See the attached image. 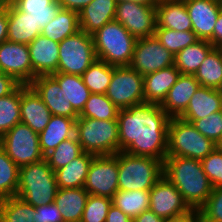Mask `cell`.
<instances>
[{"instance_id": "cell-19", "label": "cell", "mask_w": 222, "mask_h": 222, "mask_svg": "<svg viewBox=\"0 0 222 222\" xmlns=\"http://www.w3.org/2000/svg\"><path fill=\"white\" fill-rule=\"evenodd\" d=\"M21 123L28 125L36 133L42 132L52 114L40 95L31 85L21 84Z\"/></svg>"}, {"instance_id": "cell-39", "label": "cell", "mask_w": 222, "mask_h": 222, "mask_svg": "<svg viewBox=\"0 0 222 222\" xmlns=\"http://www.w3.org/2000/svg\"><path fill=\"white\" fill-rule=\"evenodd\" d=\"M19 185V167L0 147V199L13 197Z\"/></svg>"}, {"instance_id": "cell-2", "label": "cell", "mask_w": 222, "mask_h": 222, "mask_svg": "<svg viewBox=\"0 0 222 222\" xmlns=\"http://www.w3.org/2000/svg\"><path fill=\"white\" fill-rule=\"evenodd\" d=\"M163 175L180 191L195 213L212 193L213 187L200 160L167 156L163 162Z\"/></svg>"}, {"instance_id": "cell-42", "label": "cell", "mask_w": 222, "mask_h": 222, "mask_svg": "<svg viewBox=\"0 0 222 222\" xmlns=\"http://www.w3.org/2000/svg\"><path fill=\"white\" fill-rule=\"evenodd\" d=\"M112 199L89 194L80 222H106Z\"/></svg>"}, {"instance_id": "cell-48", "label": "cell", "mask_w": 222, "mask_h": 222, "mask_svg": "<svg viewBox=\"0 0 222 222\" xmlns=\"http://www.w3.org/2000/svg\"><path fill=\"white\" fill-rule=\"evenodd\" d=\"M106 222H133V219L112 204L109 207Z\"/></svg>"}, {"instance_id": "cell-51", "label": "cell", "mask_w": 222, "mask_h": 222, "mask_svg": "<svg viewBox=\"0 0 222 222\" xmlns=\"http://www.w3.org/2000/svg\"><path fill=\"white\" fill-rule=\"evenodd\" d=\"M8 32V16H7V3L5 8L0 11V44L7 41Z\"/></svg>"}, {"instance_id": "cell-38", "label": "cell", "mask_w": 222, "mask_h": 222, "mask_svg": "<svg viewBox=\"0 0 222 222\" xmlns=\"http://www.w3.org/2000/svg\"><path fill=\"white\" fill-rule=\"evenodd\" d=\"M119 109L109 100L106 94H91L79 117L97 120H117Z\"/></svg>"}, {"instance_id": "cell-15", "label": "cell", "mask_w": 222, "mask_h": 222, "mask_svg": "<svg viewBox=\"0 0 222 222\" xmlns=\"http://www.w3.org/2000/svg\"><path fill=\"white\" fill-rule=\"evenodd\" d=\"M0 72L23 85L32 82V65L27 44L4 41L0 44Z\"/></svg>"}, {"instance_id": "cell-40", "label": "cell", "mask_w": 222, "mask_h": 222, "mask_svg": "<svg viewBox=\"0 0 222 222\" xmlns=\"http://www.w3.org/2000/svg\"><path fill=\"white\" fill-rule=\"evenodd\" d=\"M154 35L174 56L200 40L193 31H176L168 28H156Z\"/></svg>"}, {"instance_id": "cell-16", "label": "cell", "mask_w": 222, "mask_h": 222, "mask_svg": "<svg viewBox=\"0 0 222 222\" xmlns=\"http://www.w3.org/2000/svg\"><path fill=\"white\" fill-rule=\"evenodd\" d=\"M192 23V31L200 40H208L213 45V31L222 10L218 0H183Z\"/></svg>"}, {"instance_id": "cell-29", "label": "cell", "mask_w": 222, "mask_h": 222, "mask_svg": "<svg viewBox=\"0 0 222 222\" xmlns=\"http://www.w3.org/2000/svg\"><path fill=\"white\" fill-rule=\"evenodd\" d=\"M214 46L208 40H199L175 55L174 65L180 74L195 75Z\"/></svg>"}, {"instance_id": "cell-20", "label": "cell", "mask_w": 222, "mask_h": 222, "mask_svg": "<svg viewBox=\"0 0 222 222\" xmlns=\"http://www.w3.org/2000/svg\"><path fill=\"white\" fill-rule=\"evenodd\" d=\"M200 86L194 75L180 74L160 105L162 110L170 118H179L185 112L190 99Z\"/></svg>"}, {"instance_id": "cell-6", "label": "cell", "mask_w": 222, "mask_h": 222, "mask_svg": "<svg viewBox=\"0 0 222 222\" xmlns=\"http://www.w3.org/2000/svg\"><path fill=\"white\" fill-rule=\"evenodd\" d=\"M75 135L86 153L100 156L114 155L119 152L117 120L78 117Z\"/></svg>"}, {"instance_id": "cell-36", "label": "cell", "mask_w": 222, "mask_h": 222, "mask_svg": "<svg viewBox=\"0 0 222 222\" xmlns=\"http://www.w3.org/2000/svg\"><path fill=\"white\" fill-rule=\"evenodd\" d=\"M112 75L113 65L97 59L81 76L91 93L106 94Z\"/></svg>"}, {"instance_id": "cell-54", "label": "cell", "mask_w": 222, "mask_h": 222, "mask_svg": "<svg viewBox=\"0 0 222 222\" xmlns=\"http://www.w3.org/2000/svg\"><path fill=\"white\" fill-rule=\"evenodd\" d=\"M177 222H201V219L199 218V216L195 213L193 216H191L190 218L181 220V221H177Z\"/></svg>"}, {"instance_id": "cell-11", "label": "cell", "mask_w": 222, "mask_h": 222, "mask_svg": "<svg viewBox=\"0 0 222 222\" xmlns=\"http://www.w3.org/2000/svg\"><path fill=\"white\" fill-rule=\"evenodd\" d=\"M106 96L118 109L144 103L143 76L130 66H113Z\"/></svg>"}, {"instance_id": "cell-57", "label": "cell", "mask_w": 222, "mask_h": 222, "mask_svg": "<svg viewBox=\"0 0 222 222\" xmlns=\"http://www.w3.org/2000/svg\"><path fill=\"white\" fill-rule=\"evenodd\" d=\"M219 92L222 94V83H221V85H220V87H219Z\"/></svg>"}, {"instance_id": "cell-43", "label": "cell", "mask_w": 222, "mask_h": 222, "mask_svg": "<svg viewBox=\"0 0 222 222\" xmlns=\"http://www.w3.org/2000/svg\"><path fill=\"white\" fill-rule=\"evenodd\" d=\"M196 214L201 222H222V186L213 188L205 204Z\"/></svg>"}, {"instance_id": "cell-37", "label": "cell", "mask_w": 222, "mask_h": 222, "mask_svg": "<svg viewBox=\"0 0 222 222\" xmlns=\"http://www.w3.org/2000/svg\"><path fill=\"white\" fill-rule=\"evenodd\" d=\"M21 84L10 94L0 97V137L21 123Z\"/></svg>"}, {"instance_id": "cell-10", "label": "cell", "mask_w": 222, "mask_h": 222, "mask_svg": "<svg viewBox=\"0 0 222 222\" xmlns=\"http://www.w3.org/2000/svg\"><path fill=\"white\" fill-rule=\"evenodd\" d=\"M149 210L167 222L181 221L195 214L164 175L150 189Z\"/></svg>"}, {"instance_id": "cell-22", "label": "cell", "mask_w": 222, "mask_h": 222, "mask_svg": "<svg viewBox=\"0 0 222 222\" xmlns=\"http://www.w3.org/2000/svg\"><path fill=\"white\" fill-rule=\"evenodd\" d=\"M156 28L192 31V23L183 0H157Z\"/></svg>"}, {"instance_id": "cell-35", "label": "cell", "mask_w": 222, "mask_h": 222, "mask_svg": "<svg viewBox=\"0 0 222 222\" xmlns=\"http://www.w3.org/2000/svg\"><path fill=\"white\" fill-rule=\"evenodd\" d=\"M36 207L18 196L0 199V222H34Z\"/></svg>"}, {"instance_id": "cell-24", "label": "cell", "mask_w": 222, "mask_h": 222, "mask_svg": "<svg viewBox=\"0 0 222 222\" xmlns=\"http://www.w3.org/2000/svg\"><path fill=\"white\" fill-rule=\"evenodd\" d=\"M222 110V94L218 89L200 86L190 99L182 120H198Z\"/></svg>"}, {"instance_id": "cell-45", "label": "cell", "mask_w": 222, "mask_h": 222, "mask_svg": "<svg viewBox=\"0 0 222 222\" xmlns=\"http://www.w3.org/2000/svg\"><path fill=\"white\" fill-rule=\"evenodd\" d=\"M205 174L213 188L222 186V151L216 148L201 160Z\"/></svg>"}, {"instance_id": "cell-5", "label": "cell", "mask_w": 222, "mask_h": 222, "mask_svg": "<svg viewBox=\"0 0 222 222\" xmlns=\"http://www.w3.org/2000/svg\"><path fill=\"white\" fill-rule=\"evenodd\" d=\"M162 175L161 160L118 152V190H150Z\"/></svg>"}, {"instance_id": "cell-52", "label": "cell", "mask_w": 222, "mask_h": 222, "mask_svg": "<svg viewBox=\"0 0 222 222\" xmlns=\"http://www.w3.org/2000/svg\"><path fill=\"white\" fill-rule=\"evenodd\" d=\"M133 222H167L156 215L151 210H147L138 215Z\"/></svg>"}, {"instance_id": "cell-12", "label": "cell", "mask_w": 222, "mask_h": 222, "mask_svg": "<svg viewBox=\"0 0 222 222\" xmlns=\"http://www.w3.org/2000/svg\"><path fill=\"white\" fill-rule=\"evenodd\" d=\"M84 189L91 195L112 198L118 191V153L94 156Z\"/></svg>"}, {"instance_id": "cell-50", "label": "cell", "mask_w": 222, "mask_h": 222, "mask_svg": "<svg viewBox=\"0 0 222 222\" xmlns=\"http://www.w3.org/2000/svg\"><path fill=\"white\" fill-rule=\"evenodd\" d=\"M213 46L215 48L222 47V10L217 18L215 28L213 31Z\"/></svg>"}, {"instance_id": "cell-56", "label": "cell", "mask_w": 222, "mask_h": 222, "mask_svg": "<svg viewBox=\"0 0 222 222\" xmlns=\"http://www.w3.org/2000/svg\"><path fill=\"white\" fill-rule=\"evenodd\" d=\"M7 2H8L7 0H0V11H2L5 8Z\"/></svg>"}, {"instance_id": "cell-14", "label": "cell", "mask_w": 222, "mask_h": 222, "mask_svg": "<svg viewBox=\"0 0 222 222\" xmlns=\"http://www.w3.org/2000/svg\"><path fill=\"white\" fill-rule=\"evenodd\" d=\"M114 20L120 22L136 39L153 36L157 26L156 6L131 1L117 2Z\"/></svg>"}, {"instance_id": "cell-18", "label": "cell", "mask_w": 222, "mask_h": 222, "mask_svg": "<svg viewBox=\"0 0 222 222\" xmlns=\"http://www.w3.org/2000/svg\"><path fill=\"white\" fill-rule=\"evenodd\" d=\"M28 48L32 65V81L38 76L57 73L58 42L39 35L28 45Z\"/></svg>"}, {"instance_id": "cell-44", "label": "cell", "mask_w": 222, "mask_h": 222, "mask_svg": "<svg viewBox=\"0 0 222 222\" xmlns=\"http://www.w3.org/2000/svg\"><path fill=\"white\" fill-rule=\"evenodd\" d=\"M192 125L205 137L216 143L222 134V110L198 120H184Z\"/></svg>"}, {"instance_id": "cell-4", "label": "cell", "mask_w": 222, "mask_h": 222, "mask_svg": "<svg viewBox=\"0 0 222 222\" xmlns=\"http://www.w3.org/2000/svg\"><path fill=\"white\" fill-rule=\"evenodd\" d=\"M93 44L97 59L113 66H129L137 39L115 20L97 30Z\"/></svg>"}, {"instance_id": "cell-26", "label": "cell", "mask_w": 222, "mask_h": 222, "mask_svg": "<svg viewBox=\"0 0 222 222\" xmlns=\"http://www.w3.org/2000/svg\"><path fill=\"white\" fill-rule=\"evenodd\" d=\"M8 32L7 41L29 45L41 30L27 13L19 11L10 1L7 2Z\"/></svg>"}, {"instance_id": "cell-8", "label": "cell", "mask_w": 222, "mask_h": 222, "mask_svg": "<svg viewBox=\"0 0 222 222\" xmlns=\"http://www.w3.org/2000/svg\"><path fill=\"white\" fill-rule=\"evenodd\" d=\"M96 60L92 35L79 30L59 43L57 73L81 76Z\"/></svg>"}, {"instance_id": "cell-9", "label": "cell", "mask_w": 222, "mask_h": 222, "mask_svg": "<svg viewBox=\"0 0 222 222\" xmlns=\"http://www.w3.org/2000/svg\"><path fill=\"white\" fill-rule=\"evenodd\" d=\"M0 147L19 168L45 159L39 134L23 123L16 124L0 137Z\"/></svg>"}, {"instance_id": "cell-31", "label": "cell", "mask_w": 222, "mask_h": 222, "mask_svg": "<svg viewBox=\"0 0 222 222\" xmlns=\"http://www.w3.org/2000/svg\"><path fill=\"white\" fill-rule=\"evenodd\" d=\"M79 30L78 13L60 8L52 21L42 28L41 35L60 43Z\"/></svg>"}, {"instance_id": "cell-28", "label": "cell", "mask_w": 222, "mask_h": 222, "mask_svg": "<svg viewBox=\"0 0 222 222\" xmlns=\"http://www.w3.org/2000/svg\"><path fill=\"white\" fill-rule=\"evenodd\" d=\"M95 155L83 152L65 166L55 170L58 188H82Z\"/></svg>"}, {"instance_id": "cell-13", "label": "cell", "mask_w": 222, "mask_h": 222, "mask_svg": "<svg viewBox=\"0 0 222 222\" xmlns=\"http://www.w3.org/2000/svg\"><path fill=\"white\" fill-rule=\"evenodd\" d=\"M175 56L153 36L137 39L130 67L142 76L174 65Z\"/></svg>"}, {"instance_id": "cell-23", "label": "cell", "mask_w": 222, "mask_h": 222, "mask_svg": "<svg viewBox=\"0 0 222 222\" xmlns=\"http://www.w3.org/2000/svg\"><path fill=\"white\" fill-rule=\"evenodd\" d=\"M179 75L180 71L172 65L143 76L144 102L161 105Z\"/></svg>"}, {"instance_id": "cell-21", "label": "cell", "mask_w": 222, "mask_h": 222, "mask_svg": "<svg viewBox=\"0 0 222 222\" xmlns=\"http://www.w3.org/2000/svg\"><path fill=\"white\" fill-rule=\"evenodd\" d=\"M116 0H92L79 13V29L94 34L115 19Z\"/></svg>"}, {"instance_id": "cell-46", "label": "cell", "mask_w": 222, "mask_h": 222, "mask_svg": "<svg viewBox=\"0 0 222 222\" xmlns=\"http://www.w3.org/2000/svg\"><path fill=\"white\" fill-rule=\"evenodd\" d=\"M33 217L34 222H64L62 214L54 202L36 207Z\"/></svg>"}, {"instance_id": "cell-33", "label": "cell", "mask_w": 222, "mask_h": 222, "mask_svg": "<svg viewBox=\"0 0 222 222\" xmlns=\"http://www.w3.org/2000/svg\"><path fill=\"white\" fill-rule=\"evenodd\" d=\"M150 190H118L112 199V204L122 210L131 219L149 210Z\"/></svg>"}, {"instance_id": "cell-32", "label": "cell", "mask_w": 222, "mask_h": 222, "mask_svg": "<svg viewBox=\"0 0 222 222\" xmlns=\"http://www.w3.org/2000/svg\"><path fill=\"white\" fill-rule=\"evenodd\" d=\"M52 76L58 81L73 109L80 114L92 94L85 86L82 76L65 73H54Z\"/></svg>"}, {"instance_id": "cell-1", "label": "cell", "mask_w": 222, "mask_h": 222, "mask_svg": "<svg viewBox=\"0 0 222 222\" xmlns=\"http://www.w3.org/2000/svg\"><path fill=\"white\" fill-rule=\"evenodd\" d=\"M117 121L119 151L164 162L170 117L159 104L144 102L119 109Z\"/></svg>"}, {"instance_id": "cell-53", "label": "cell", "mask_w": 222, "mask_h": 222, "mask_svg": "<svg viewBox=\"0 0 222 222\" xmlns=\"http://www.w3.org/2000/svg\"><path fill=\"white\" fill-rule=\"evenodd\" d=\"M117 2L131 1L142 5L156 6L157 0H116Z\"/></svg>"}, {"instance_id": "cell-30", "label": "cell", "mask_w": 222, "mask_h": 222, "mask_svg": "<svg viewBox=\"0 0 222 222\" xmlns=\"http://www.w3.org/2000/svg\"><path fill=\"white\" fill-rule=\"evenodd\" d=\"M21 12L27 13L40 30L56 16L61 8L58 0H10Z\"/></svg>"}, {"instance_id": "cell-3", "label": "cell", "mask_w": 222, "mask_h": 222, "mask_svg": "<svg viewBox=\"0 0 222 222\" xmlns=\"http://www.w3.org/2000/svg\"><path fill=\"white\" fill-rule=\"evenodd\" d=\"M58 190L55 172L45 159L19 168V198L34 207L53 203Z\"/></svg>"}, {"instance_id": "cell-27", "label": "cell", "mask_w": 222, "mask_h": 222, "mask_svg": "<svg viewBox=\"0 0 222 222\" xmlns=\"http://www.w3.org/2000/svg\"><path fill=\"white\" fill-rule=\"evenodd\" d=\"M89 193L82 188H58L54 203L64 222H80Z\"/></svg>"}, {"instance_id": "cell-41", "label": "cell", "mask_w": 222, "mask_h": 222, "mask_svg": "<svg viewBox=\"0 0 222 222\" xmlns=\"http://www.w3.org/2000/svg\"><path fill=\"white\" fill-rule=\"evenodd\" d=\"M83 149L76 137L62 141L53 151L45 156V160L55 171L83 153Z\"/></svg>"}, {"instance_id": "cell-34", "label": "cell", "mask_w": 222, "mask_h": 222, "mask_svg": "<svg viewBox=\"0 0 222 222\" xmlns=\"http://www.w3.org/2000/svg\"><path fill=\"white\" fill-rule=\"evenodd\" d=\"M195 78L203 87L219 89L222 83V51L213 48L195 73Z\"/></svg>"}, {"instance_id": "cell-7", "label": "cell", "mask_w": 222, "mask_h": 222, "mask_svg": "<svg viewBox=\"0 0 222 222\" xmlns=\"http://www.w3.org/2000/svg\"><path fill=\"white\" fill-rule=\"evenodd\" d=\"M215 148V143L203 136L192 123L180 118H170L167 156H182L201 161Z\"/></svg>"}, {"instance_id": "cell-55", "label": "cell", "mask_w": 222, "mask_h": 222, "mask_svg": "<svg viewBox=\"0 0 222 222\" xmlns=\"http://www.w3.org/2000/svg\"><path fill=\"white\" fill-rule=\"evenodd\" d=\"M215 147L217 150L222 151V134L221 136L218 138V140L215 143Z\"/></svg>"}, {"instance_id": "cell-49", "label": "cell", "mask_w": 222, "mask_h": 222, "mask_svg": "<svg viewBox=\"0 0 222 222\" xmlns=\"http://www.w3.org/2000/svg\"><path fill=\"white\" fill-rule=\"evenodd\" d=\"M92 0H58L61 8L79 13Z\"/></svg>"}, {"instance_id": "cell-17", "label": "cell", "mask_w": 222, "mask_h": 222, "mask_svg": "<svg viewBox=\"0 0 222 222\" xmlns=\"http://www.w3.org/2000/svg\"><path fill=\"white\" fill-rule=\"evenodd\" d=\"M30 85L40 95L52 115L69 118L79 117V114L67 100L58 81L52 75L38 76Z\"/></svg>"}, {"instance_id": "cell-25", "label": "cell", "mask_w": 222, "mask_h": 222, "mask_svg": "<svg viewBox=\"0 0 222 222\" xmlns=\"http://www.w3.org/2000/svg\"><path fill=\"white\" fill-rule=\"evenodd\" d=\"M76 119L52 115L45 129L39 133V144L44 156L62 141L75 136Z\"/></svg>"}, {"instance_id": "cell-47", "label": "cell", "mask_w": 222, "mask_h": 222, "mask_svg": "<svg viewBox=\"0 0 222 222\" xmlns=\"http://www.w3.org/2000/svg\"><path fill=\"white\" fill-rule=\"evenodd\" d=\"M20 85L12 76L0 72V97L12 93Z\"/></svg>"}]
</instances>
